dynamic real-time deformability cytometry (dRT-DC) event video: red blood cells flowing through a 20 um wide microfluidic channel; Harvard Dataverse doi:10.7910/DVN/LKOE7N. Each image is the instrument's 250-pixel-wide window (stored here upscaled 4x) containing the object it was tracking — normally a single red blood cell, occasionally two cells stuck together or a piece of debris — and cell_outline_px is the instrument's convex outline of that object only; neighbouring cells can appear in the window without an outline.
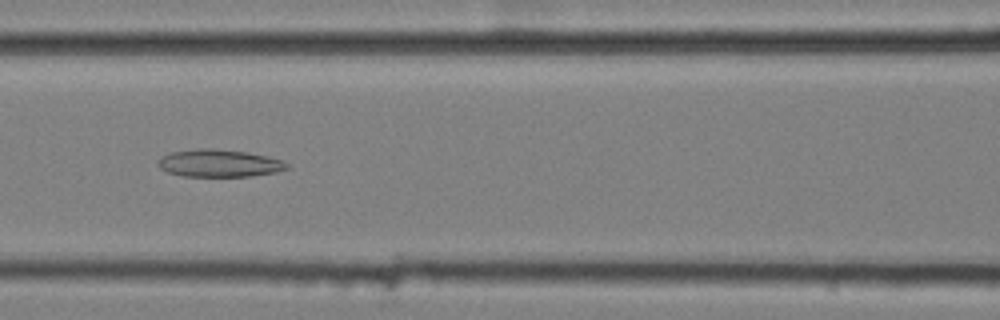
{"species": "common noctule bat (a hibernating species)", "species_latin": "Nyctalus noctula", "temperature_condition": "cold", "stored_images_in_passage": 11, "camera_frame_rate_fps": 3000, "um_per_image_px": 0.085, "animal": {"sex": "female", "body_mass_g": 25.1}, "frame": {"image": 1, "passage_image": 7, "time_ms": 2.0, "image_size_px": [1000, 320], "cell_outline_px": [[288, 168], [276, 172], [252, 176], [184, 176], [168, 172], [160, 168], [156, 164], [160, 156], [172, 152], [196, 148], [212, 148], [248, 152], [268, 156], [284, 160], [288, 164]], "centroid_in_image_um": [18.63, 13.86], "position_along_channel_um": 148.0, "area_um2": 20.81}}
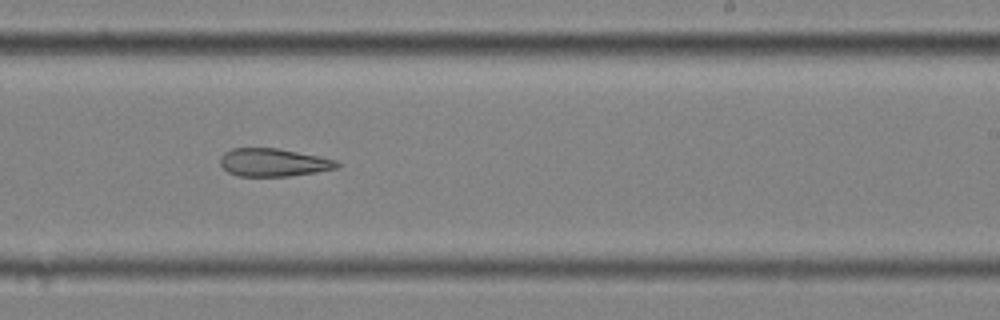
{"frame": {"image": 2, "passage_image": 10, "time_ms": 3.0, "image_size_px": [1000, 320], "cell_outline_px": [[340, 168], [316, 172], [288, 176], [240, 176], [228, 172], [220, 164], [220, 156], [224, 152], [232, 148], [276, 148], [320, 156], [336, 160], [340, 164]], "centroid_in_image_um": [23.25, 13.8], "position_along_channel_um": 265.7, "area_um2": 19.07}}
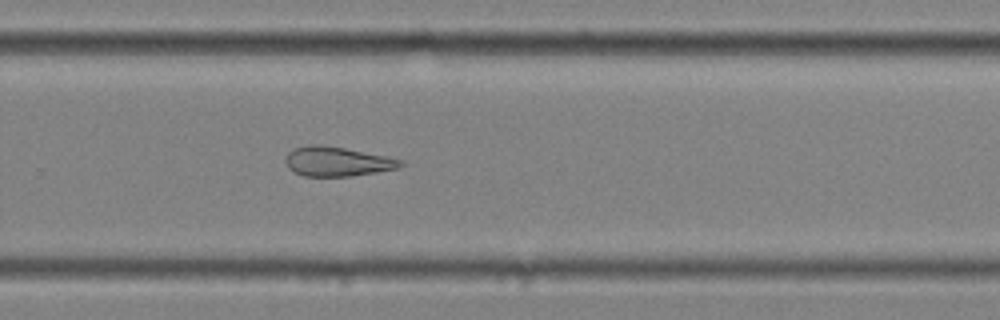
{"frame": {"image": 3, "passage_image": 11, "time_ms": 3.333, "image_size_px": [1000, 320], "cell_outline_px": [[404, 164], [400, 168], [376, 172], [348, 176], [304, 176], [292, 172], [288, 168], [284, 160], [288, 152], [296, 148], [308, 144], [316, 144], [344, 148], [384, 156], [400, 160]], "centroid_in_image_um": [28.6, 13.73], "position_along_channel_um": 301.2, "area_um2": 19.59}}